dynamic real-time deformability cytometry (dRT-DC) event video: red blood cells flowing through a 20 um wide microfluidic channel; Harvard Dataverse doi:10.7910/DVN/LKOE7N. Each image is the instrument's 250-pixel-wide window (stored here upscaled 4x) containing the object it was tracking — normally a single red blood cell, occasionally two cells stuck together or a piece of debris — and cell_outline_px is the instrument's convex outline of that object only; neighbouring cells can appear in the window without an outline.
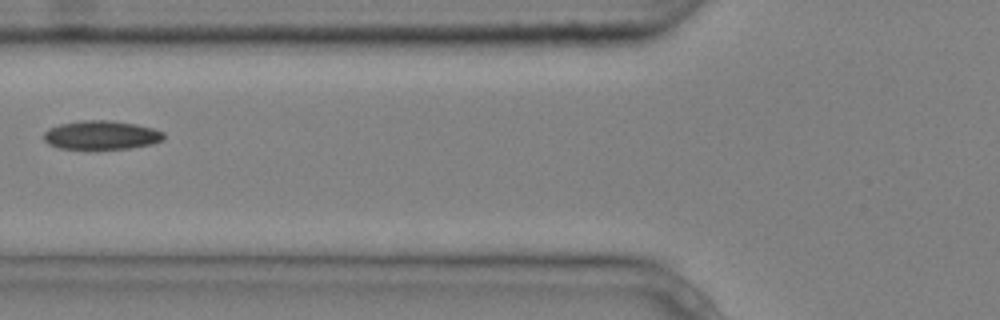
{"species": "common noctule bat (a hibernating species)", "species_latin": "Nyctalus noctula", "temperature_condition": "cold", "stored_images_in_passage": 3, "camera_frame_rate_fps": 3000, "um_per_image_px": 0.085, "animal": {"sex": "male", "body_mass_g": 20.4}, "frame": {"image": 1, "passage_image": 3, "time_ms": 0.667, "image_size_px": [1000, 320], "cell_outline_px": [[164, 140], [152, 144], [128, 148], [60, 148], [48, 144], [44, 140], [44, 132], [48, 128], [60, 124], [84, 120], [108, 120], [136, 124], [152, 128], [164, 132]], "centroid_in_image_um": [8.62, 11.47], "position_along_channel_um": 117.2, "area_um2": 19.94}}